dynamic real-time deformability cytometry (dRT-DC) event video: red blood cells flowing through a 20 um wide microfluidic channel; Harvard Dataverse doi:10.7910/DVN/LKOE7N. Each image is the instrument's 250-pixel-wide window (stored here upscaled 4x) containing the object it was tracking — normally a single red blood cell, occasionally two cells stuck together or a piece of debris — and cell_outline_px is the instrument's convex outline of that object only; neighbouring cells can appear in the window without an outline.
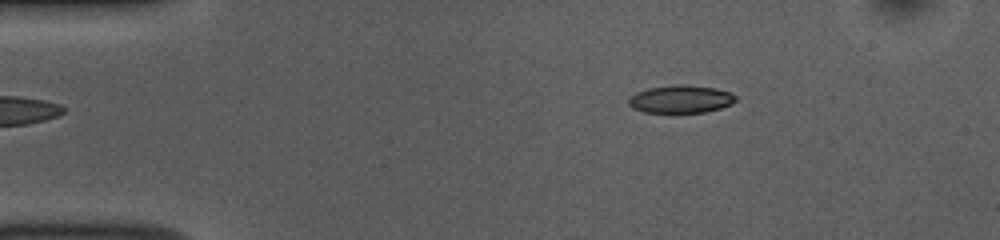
{"species": "common noctule bat (a hibernating species)", "species_latin": "Nyctalus noctula", "temperature_condition": "room temperature", "stored_images_in_passage": 46, "camera_frame_rate_fps": 3000, "um_per_image_px": 0.085, "animal": {"sex": "female", "body_mass_g": 10.0, "forearm_length_mm": 53.1}, "frame": {"image": 1, "passage_image": 1, "time_ms": 0.0, "image_size_px": [1000, 240], "cell_outline_px": [[736, 100], [732, 104], [720, 108], [704, 112], [644, 112], [632, 108], [628, 104], [628, 100], [636, 92], [648, 88], [676, 84], [688, 84], [716, 88], [732, 92], [736, 96]], "centroid_in_image_um": [57.88, 8.41], "position_along_channel_um": 27.1, "area_um2": 17.46}}
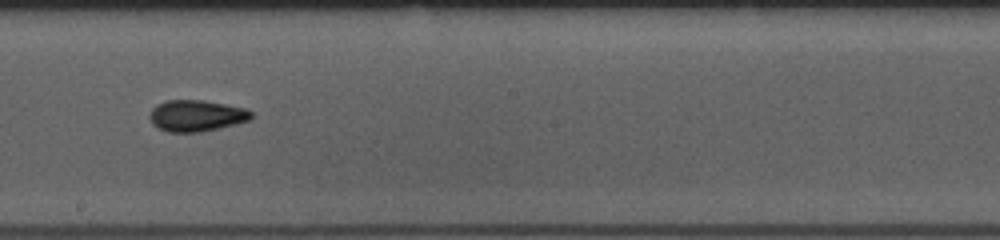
{"frame": {"image": 2, "passage_image": 22, "time_ms": 7.0, "image_size_px": [1000, 240], "cell_outline_px": [[252, 116], [248, 120], [236, 124], [200, 132], [168, 132], [152, 124], [148, 116], [152, 108], [156, 104], [168, 100], [204, 100], [244, 108], [252, 112]], "centroid_in_image_um": [16.65, 9.83], "position_along_channel_um": 231.5, "area_um2": 18.5}}
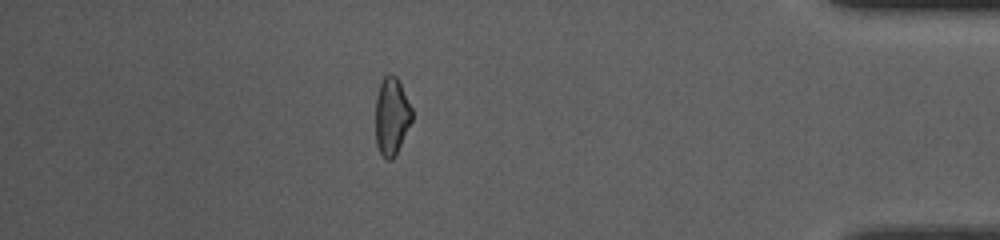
{"frame": {"image": 3, "passage_image": 39, "time_ms": 12.667, "image_size_px": [1000, 240], "cell_outline_px": [[412, 120], [392, 160], [388, 160], [380, 152], [376, 144], [376, 96], [380, 84], [384, 76], [388, 72], [392, 72], [396, 76], [412, 108]], "centroid_in_image_um": [33.28, 9.83], "position_along_channel_um": 401.9, "area_um2": 16.24}, "authors_computed_cell_mechanics": {"area_um2": 17.8313, "velocity_mm_per_s": 3.7335, "shape_relaxation_time_tau1_ms": 3.7119, "shape_relaxation_time_tau2_ms": 1.9648, "deformation_change_tau1": 0.1304, "deformation_change_tau2": 0.0799}}